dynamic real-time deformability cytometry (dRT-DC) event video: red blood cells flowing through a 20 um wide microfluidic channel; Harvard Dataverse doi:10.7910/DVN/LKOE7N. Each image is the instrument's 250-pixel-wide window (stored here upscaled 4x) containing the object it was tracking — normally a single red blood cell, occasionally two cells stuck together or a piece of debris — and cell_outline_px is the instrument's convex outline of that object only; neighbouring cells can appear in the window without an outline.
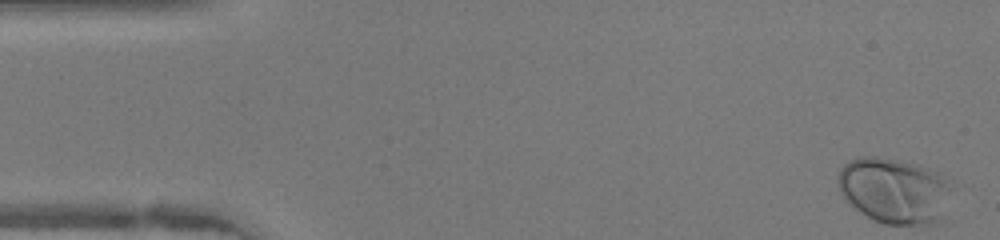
{"species": "human", "species_latin": "Homo sapiens", "temperature_condition": "warm", "stored_images_in_passage": 47, "camera_frame_rate_fps": 3000, "um_per_image_px": 0.085, "donor": {"sex": "female"}, "frame": {"image": 1, "passage_image": 1, "time_ms": 0.0, "image_size_px": [1000, 240], "cell_outline_px": [[924, 176], [920, 220], [912, 224], [888, 224], [876, 220], [868, 216], [844, 192], [840, 184], [840, 172], [848, 164], [856, 160], [876, 160], [896, 164], [912, 168], [920, 172]], "centroid_in_image_um": [75.19, 16.19], "position_along_channel_um": 9.8, "area_um2": 30.4}}
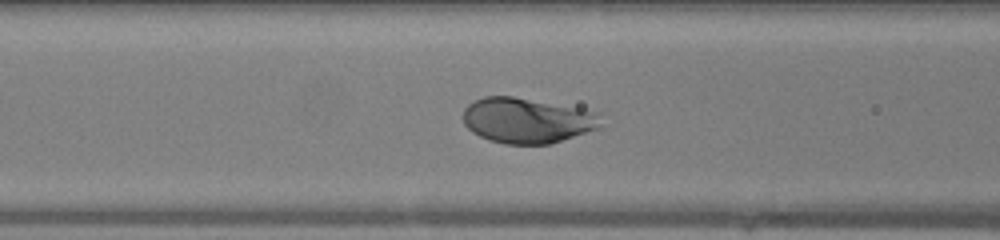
{"frame": {"image": 2, "passage_image": 18, "time_ms": 5.667, "image_size_px": [1000, 240], "cell_outline_px": [[592, 128], [584, 132], [548, 144], [508, 144], [492, 140], [480, 136], [468, 128], [464, 124], [464, 108], [468, 104], [476, 100], [488, 96], [512, 96], [584, 112]], "centroid_in_image_um": [44.45, 10.26], "position_along_channel_um": 122.2, "area_um2": 33.35}}
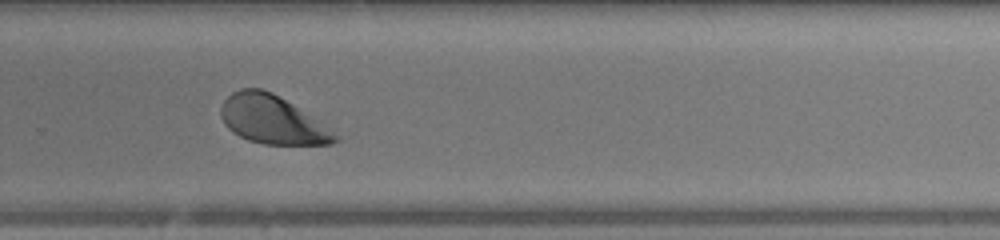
{"frame": {"image": 3, "passage_image": 31, "time_ms": 10.0, "image_size_px": [1000, 240], "cell_outline_px": [[340, 140], [328, 144], [264, 144], [248, 140], [240, 136], [228, 128], [224, 124], [220, 112], [224, 100], [232, 92], [240, 88], [260, 88], [284, 100], [296, 108], [336, 136]], "centroid_in_image_um": [23.01, 10.18], "position_along_channel_um": 306.8, "area_um2": 30.69}, "authors_computed_cell_mechanics": {"area_um2": 31.6166, "velocity_mm_per_s": 4.27, "shape_relaxation_time_tau1_ms": 1.1635, "shape_relaxation_time_tau2_ms": null, "deformation_change_tau1": 0.1084, "deformation_change_tau2": null}}